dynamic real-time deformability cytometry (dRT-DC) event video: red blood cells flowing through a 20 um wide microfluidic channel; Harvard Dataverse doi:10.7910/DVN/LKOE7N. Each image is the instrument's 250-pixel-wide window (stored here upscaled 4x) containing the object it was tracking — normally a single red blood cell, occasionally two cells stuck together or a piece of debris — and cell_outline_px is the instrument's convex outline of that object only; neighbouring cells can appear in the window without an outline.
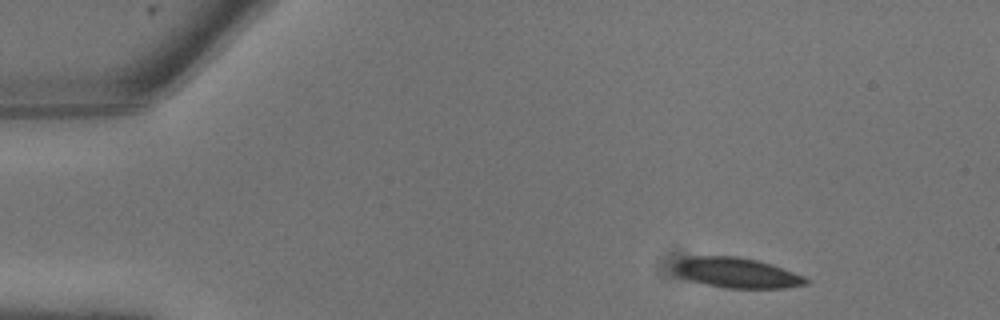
{"species": "common noctule bat (a hibernating species)", "species_latin": "Nyctalus noctula", "temperature_condition": "warm", "stored_images_in_passage": 3, "camera_frame_rate_fps": 3000, "um_per_image_px": 0.085, "animal": {"sex": "male", "body_mass_g": 13.3}, "frame": {"image": 1, "passage_image": 1, "time_ms": 0.0, "image_size_px": [1000, 320], "cell_outline_px": [[812, 280], [808, 284], [784, 288], [724, 288], [692, 280], [680, 276], [672, 268], [672, 264], [688, 256], [736, 256], [756, 260], [772, 264], [804, 276]], "centroid_in_image_um": [62.65, 23.18], "position_along_channel_um": 22.3, "area_um2": 23.18}}